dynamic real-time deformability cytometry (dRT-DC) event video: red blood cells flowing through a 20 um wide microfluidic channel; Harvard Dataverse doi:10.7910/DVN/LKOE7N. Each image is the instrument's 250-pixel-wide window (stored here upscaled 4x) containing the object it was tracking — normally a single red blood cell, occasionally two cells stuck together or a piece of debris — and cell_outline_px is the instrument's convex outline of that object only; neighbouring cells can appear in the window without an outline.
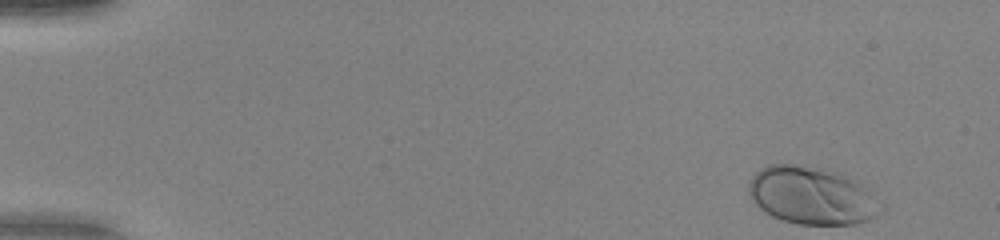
{"species": "human", "species_latin": "Homo sapiens", "temperature_condition": "warm", "stored_images_in_passage": 48, "camera_frame_rate_fps": 3000, "um_per_image_px": 0.085, "donor": {"sex": "female"}, "frame": {"image": 1, "passage_image": 1, "time_ms": 0.0, "image_size_px": [1000, 240], "cell_outline_px": [[884, 212], [868, 220], [856, 224], [800, 224], [784, 220], [772, 216], [760, 208], [756, 204], [748, 192], [748, 184], [752, 176], [760, 168], [768, 164], [792, 164], [820, 168], [840, 172], [868, 192], [884, 204]], "centroid_in_image_um": [68.99, 16.63], "position_along_channel_um": 16.0, "area_um2": 44.16}}
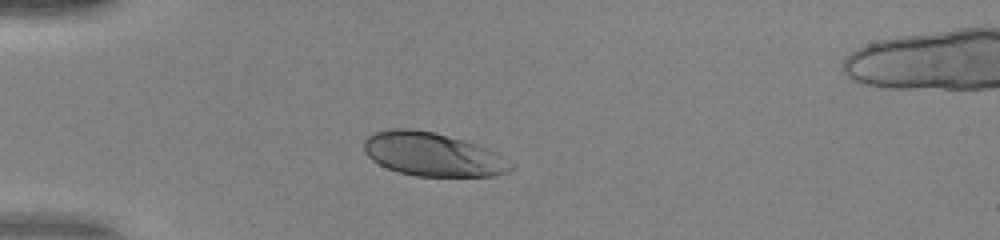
{"frame": {"image": 2, "passage_image": 12, "time_ms": 3.667, "image_size_px": [1000, 240], "cell_outline_px": [[516, 164], [508, 172], [496, 176], [416, 176], [400, 172], [388, 168], [372, 160], [364, 152], [364, 140], [368, 136], [376, 132], [388, 128], [412, 128], [432, 132], [464, 140], [476, 144], [496, 152]], "centroid_in_image_um": [36.8, 13.12], "position_along_channel_um": 48.2, "area_um2": 37.4}}
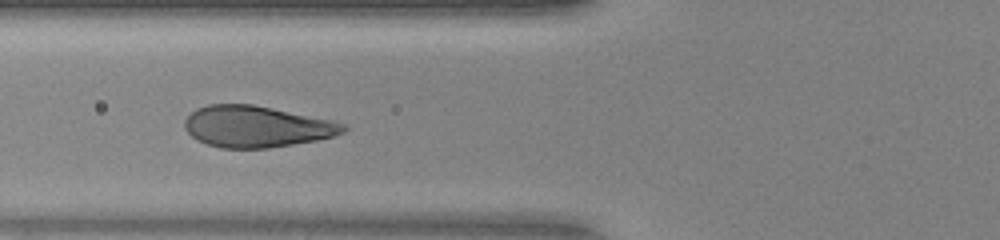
{"frame": {"image": 3, "passage_image": 18, "time_ms": 5.667, "image_size_px": [1000, 240], "cell_outline_px": [[348, 128], [344, 132], [332, 136], [316, 140], [268, 148], [220, 148], [196, 140], [184, 128], [184, 120], [196, 108], [208, 104], [252, 104], [336, 120], [348, 124]], "centroid_in_image_um": [21.83, 10.75], "position_along_channel_um": 104.0, "area_um2": 38.49}, "authors_computed_cell_mechanics": {"area_um2": 39.7664, "velocity_mm_per_s": 4.0557, "shape_relaxation_time_tau1_ms": 1.9164, "shape_relaxation_time_tau2_ms": null, "deformation_change_tau1": 0.1689, "deformation_change_tau2": null}}